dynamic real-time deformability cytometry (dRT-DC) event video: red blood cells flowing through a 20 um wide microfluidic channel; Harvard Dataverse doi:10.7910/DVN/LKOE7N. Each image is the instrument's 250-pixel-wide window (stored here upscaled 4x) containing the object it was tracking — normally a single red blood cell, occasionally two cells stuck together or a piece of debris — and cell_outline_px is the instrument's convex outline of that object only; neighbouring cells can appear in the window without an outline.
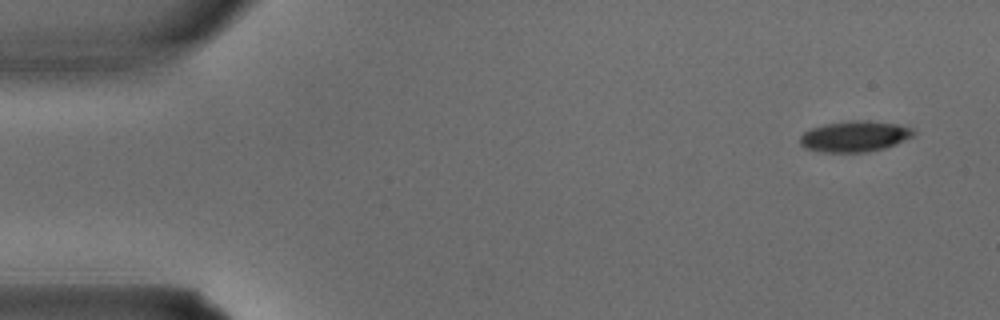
{"species": "common noctule bat (a hibernating species)", "species_latin": "Nyctalus noctula", "temperature_condition": "warm", "stored_images_in_passage": 3, "camera_frame_rate_fps": 3000, "um_per_image_px": 0.085, "animal": {"sex": "male", "body_mass_g": 15.6}, "frame": {"image": 1, "passage_image": 1, "time_ms": 0.0, "image_size_px": [1000, 320], "cell_outline_px": [[916, 132], [912, 136], [896, 144], [884, 148], [868, 152], [820, 152], [804, 148], [800, 144], [800, 136], [804, 132], [812, 128], [824, 124], [852, 120], [868, 120], [896, 124], [912, 128]], "centroid_in_image_um": [72.63, 11.59], "position_along_channel_um": 12.4, "area_um2": 20.46}}
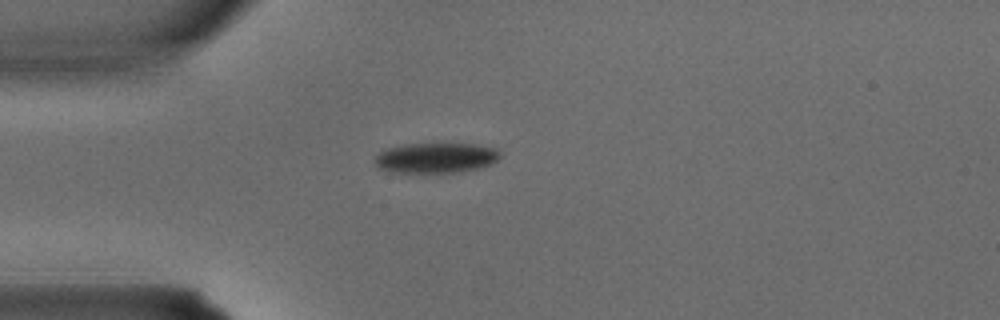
{"frame": {"image": 2, "passage_image": 3, "time_ms": 0.667, "image_size_px": [1000, 320], "cell_outline_px": [[500, 156], [492, 164], [480, 168], [460, 172], [388, 172], [380, 168], [372, 160], [380, 152], [388, 148], [404, 144], [476, 144], [496, 148], [500, 152]], "centroid_in_image_um": [37.06, 13.42], "position_along_channel_um": 47.9, "area_um2": 22.08}}